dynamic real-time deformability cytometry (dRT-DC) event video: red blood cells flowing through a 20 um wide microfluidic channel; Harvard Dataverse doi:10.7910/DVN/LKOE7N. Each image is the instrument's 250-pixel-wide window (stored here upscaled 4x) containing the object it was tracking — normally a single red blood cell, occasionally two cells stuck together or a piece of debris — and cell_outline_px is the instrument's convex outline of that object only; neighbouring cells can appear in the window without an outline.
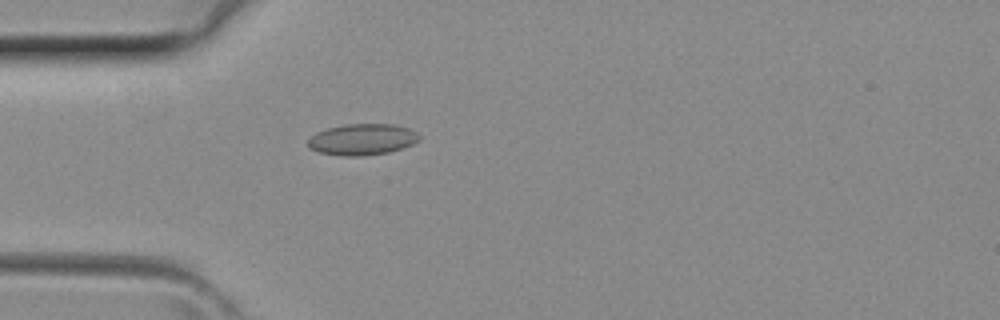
{"species": "common noctule bat (a hibernating species)", "species_latin": "Nyctalus noctula", "temperature_condition": "room temperature", "stored_images_in_passage": 4, "camera_frame_rate_fps": 3000, "um_per_image_px": 0.085, "animal": {"sex": "female", "body_mass_g": 29.2, "forearm_length_mm": 56.3}, "frame": {"image": 1, "passage_image": 3, "time_ms": 0.667, "image_size_px": [1000, 320], "cell_outline_px": [[420, 140], [412, 144], [388, 152], [364, 156], [340, 156], [320, 152], [308, 148], [308, 140], [316, 132], [328, 128], [344, 124], [392, 124], [408, 128], [416, 132], [420, 136]], "centroid_in_image_um": [30.78, 11.85], "position_along_channel_um": 54.2, "area_um2": 20.23}}